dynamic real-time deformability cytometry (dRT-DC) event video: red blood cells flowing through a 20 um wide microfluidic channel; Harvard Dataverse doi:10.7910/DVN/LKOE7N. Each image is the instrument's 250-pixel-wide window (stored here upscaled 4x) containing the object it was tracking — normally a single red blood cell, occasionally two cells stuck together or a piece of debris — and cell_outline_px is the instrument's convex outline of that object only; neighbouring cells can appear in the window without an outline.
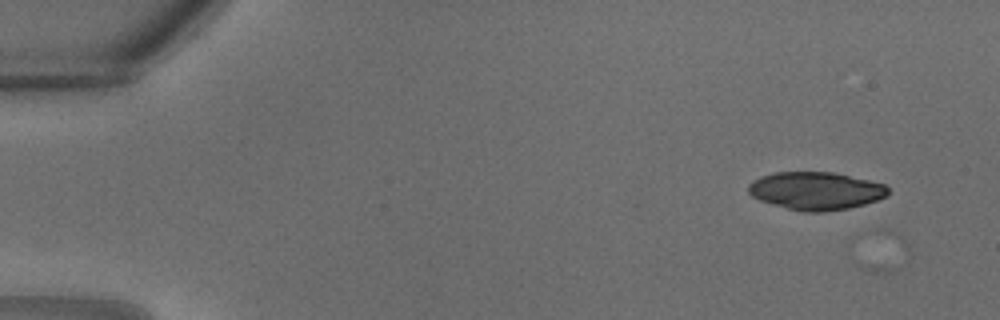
{"species": "common noctule bat (a hibernating species)", "species_latin": "Nyctalus noctula", "temperature_condition": "warm", "stored_images_in_passage": 6, "camera_frame_rate_fps": 3000, "um_per_image_px": 0.085, "animal": {"sex": "male", "body_mass_g": 18.8}, "frame": {"image": 1, "passage_image": 4, "time_ms": 1.0, "image_size_px": [1000, 320], "cell_outline_px": [[888, 196], [864, 204], [848, 208], [824, 212], [804, 212], [788, 208], [760, 200], [752, 196], [748, 192], [748, 184], [752, 180], [760, 176], [776, 172], [832, 172], [868, 180], [884, 184], [888, 188]], "centroid_in_image_um": [69.33, 16.22], "position_along_channel_um": 15.7, "area_um2": 30.69}}